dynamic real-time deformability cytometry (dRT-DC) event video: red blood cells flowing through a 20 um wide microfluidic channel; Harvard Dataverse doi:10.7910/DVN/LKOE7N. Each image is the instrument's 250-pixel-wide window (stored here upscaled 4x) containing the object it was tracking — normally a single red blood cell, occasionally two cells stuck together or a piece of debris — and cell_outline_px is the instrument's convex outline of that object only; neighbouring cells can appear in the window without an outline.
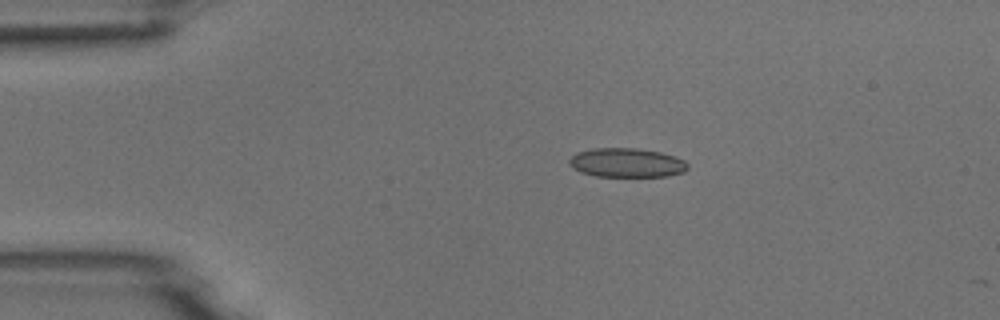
{"species": "common noctule bat (a hibernating species)", "species_latin": "Nyctalus noctula", "temperature_condition": "room temperature", "stored_images_in_passage": 4, "camera_frame_rate_fps": 3000, "um_per_image_px": 0.085, "animal": {"sex": "male", "body_mass_g": 18.8}, "frame": {"image": 1, "passage_image": 2, "time_ms": 1.0, "image_size_px": [1000, 320], "cell_outline_px": [[688, 168], [684, 172], [668, 176], [596, 176], [580, 172], [572, 168], [568, 164], [568, 160], [572, 156], [580, 152], [596, 148], [636, 148], [660, 152], [676, 156], [684, 160], [688, 164]], "centroid_in_image_um": [53.28, 13.83], "position_along_channel_um": 31.7, "area_um2": 20.11}}
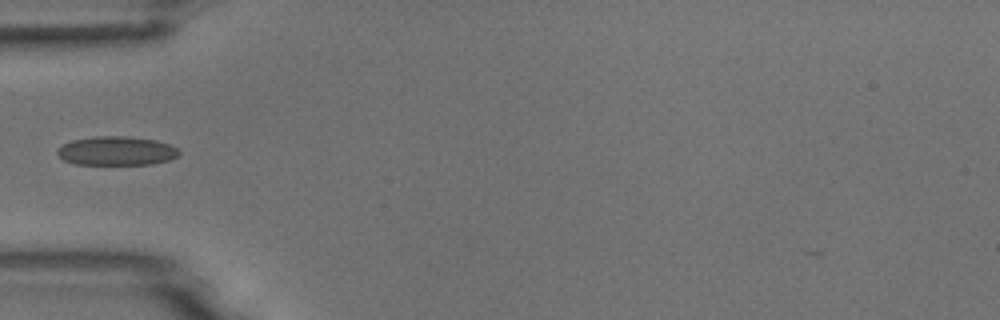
{"frame": {"image": 2, "passage_image": 4, "time_ms": 3.333, "image_size_px": [1000, 320], "cell_outline_px": [[180, 152], [176, 156], [168, 160], [152, 164], [76, 164], [64, 160], [56, 152], [64, 144], [72, 140], [92, 136], [124, 136], [156, 140], [168, 144], [176, 148]], "centroid_in_image_um": [9.89, 12.82], "position_along_channel_um": 75.1, "area_um2": 20.29}}